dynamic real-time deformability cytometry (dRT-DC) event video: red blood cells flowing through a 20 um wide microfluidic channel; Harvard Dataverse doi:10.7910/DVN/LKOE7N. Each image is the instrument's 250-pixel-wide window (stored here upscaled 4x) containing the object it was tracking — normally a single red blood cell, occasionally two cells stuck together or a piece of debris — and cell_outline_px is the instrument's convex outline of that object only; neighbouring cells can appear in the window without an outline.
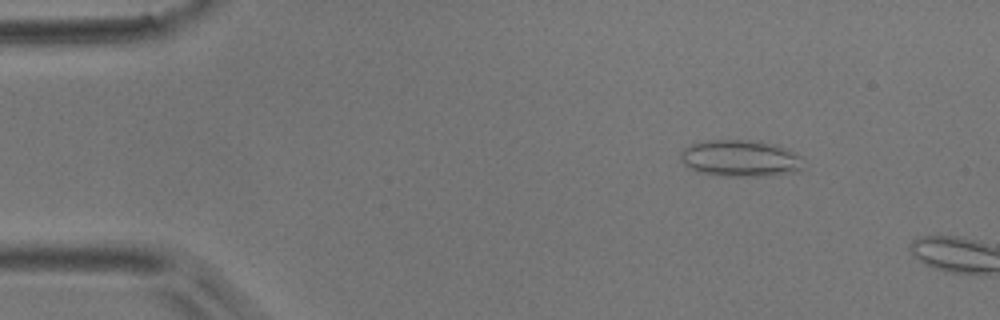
{"species": "common noctule bat (a hibernating species)", "species_latin": "Nyctalus noctula", "temperature_condition": "room temperature", "stored_images_in_passage": 3, "camera_frame_rate_fps": 3000, "um_per_image_px": 0.085, "animal": {"sex": "male", "body_mass_g": 17.9}, "frame": {"image": 1, "passage_image": 2, "time_ms": 1.333, "image_size_px": [1000, 320], "cell_outline_px": [[800, 172], [764, 176], [724, 176], [696, 172], [684, 164], [680, 160], [680, 152], [684, 148], [692, 144], [712, 140], [748, 140], [776, 144], [800, 156]], "centroid_in_image_um": [62.89, 13.47], "position_along_channel_um": 22.1, "area_um2": 26.13}}